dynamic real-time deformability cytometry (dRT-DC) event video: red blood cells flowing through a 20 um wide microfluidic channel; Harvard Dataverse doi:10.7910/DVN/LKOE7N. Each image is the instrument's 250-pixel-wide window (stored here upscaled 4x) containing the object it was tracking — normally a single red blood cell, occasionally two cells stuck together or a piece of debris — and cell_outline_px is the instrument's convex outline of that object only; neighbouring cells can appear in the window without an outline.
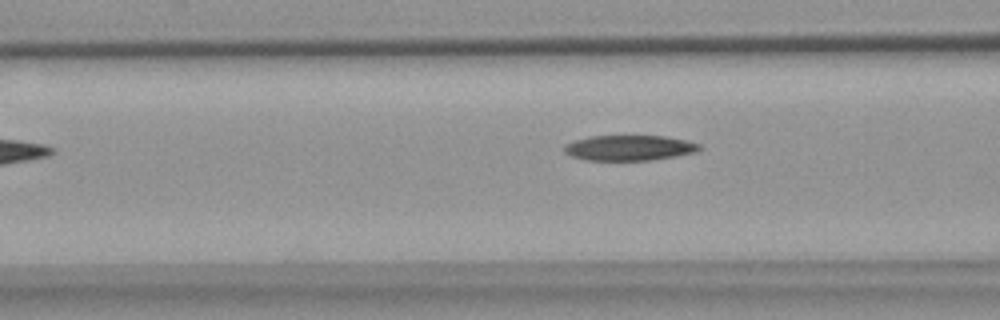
{"species": "common noctule bat (a hibernating species)", "species_latin": "Nyctalus noctula", "temperature_condition": "warm", "stored_images_in_passage": 7, "camera_frame_rate_fps": 3000, "um_per_image_px": 0.085, "animal": {"sex": "female", "body_mass_g": 18.4}, "frame": {"image": 1, "passage_image": 5, "time_ms": 5.333, "image_size_px": [1000, 320], "cell_outline_px": [[704, 148], [696, 152], [676, 156], [652, 160], [584, 160], [572, 156], [564, 152], [564, 144], [588, 136], [664, 136], [688, 140], [700, 144]], "centroid_in_image_um": [53.52, 12.57], "position_along_channel_um": 113.1, "area_um2": 20.11}}
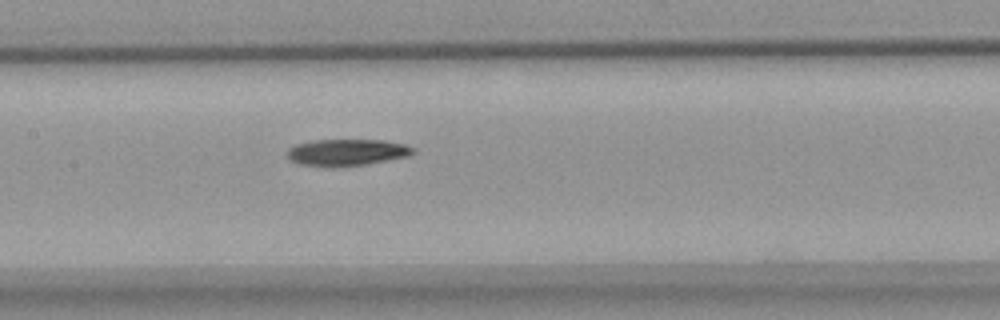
{"frame": {"image": 2, "passage_image": 7, "time_ms": 8.333, "image_size_px": [1000, 320], "cell_outline_px": [[416, 152], [408, 156], [364, 164], [332, 168], [324, 168], [300, 164], [292, 160], [288, 156], [288, 148], [296, 144], [312, 140], [384, 140], [404, 144], [416, 148]], "centroid_in_image_um": [29.47, 12.96], "position_along_channel_um": 177.9, "area_um2": 19.71}}